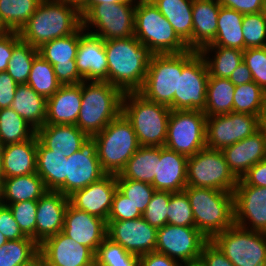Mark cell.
I'll return each mask as SVG.
<instances>
[{
    "label": "cell",
    "mask_w": 266,
    "mask_h": 266,
    "mask_svg": "<svg viewBox=\"0 0 266 266\" xmlns=\"http://www.w3.org/2000/svg\"><path fill=\"white\" fill-rule=\"evenodd\" d=\"M108 61V82L125 92L139 91L145 82L151 57L135 36L104 41Z\"/></svg>",
    "instance_id": "6da1fadb"
},
{
    "label": "cell",
    "mask_w": 266,
    "mask_h": 266,
    "mask_svg": "<svg viewBox=\"0 0 266 266\" xmlns=\"http://www.w3.org/2000/svg\"><path fill=\"white\" fill-rule=\"evenodd\" d=\"M82 26L80 11L62 0H41L18 32L22 41L35 48L53 39L75 33Z\"/></svg>",
    "instance_id": "7a4b0ae2"
},
{
    "label": "cell",
    "mask_w": 266,
    "mask_h": 266,
    "mask_svg": "<svg viewBox=\"0 0 266 266\" xmlns=\"http://www.w3.org/2000/svg\"><path fill=\"white\" fill-rule=\"evenodd\" d=\"M81 95L76 126L88 137L98 134L122 113L124 92L109 82L83 81Z\"/></svg>",
    "instance_id": "3957f363"
},
{
    "label": "cell",
    "mask_w": 266,
    "mask_h": 266,
    "mask_svg": "<svg viewBox=\"0 0 266 266\" xmlns=\"http://www.w3.org/2000/svg\"><path fill=\"white\" fill-rule=\"evenodd\" d=\"M195 227L209 240L234 224V193L187 186Z\"/></svg>",
    "instance_id": "277c9868"
},
{
    "label": "cell",
    "mask_w": 266,
    "mask_h": 266,
    "mask_svg": "<svg viewBox=\"0 0 266 266\" xmlns=\"http://www.w3.org/2000/svg\"><path fill=\"white\" fill-rule=\"evenodd\" d=\"M122 113L131 122L140 146L164 147L171 109L147 100L137 92H125Z\"/></svg>",
    "instance_id": "5b68a950"
},
{
    "label": "cell",
    "mask_w": 266,
    "mask_h": 266,
    "mask_svg": "<svg viewBox=\"0 0 266 266\" xmlns=\"http://www.w3.org/2000/svg\"><path fill=\"white\" fill-rule=\"evenodd\" d=\"M188 50L176 54H153L150 57L146 79L138 91L147 100L173 110L174 95H178L179 75L182 68L198 53Z\"/></svg>",
    "instance_id": "8992f818"
},
{
    "label": "cell",
    "mask_w": 266,
    "mask_h": 266,
    "mask_svg": "<svg viewBox=\"0 0 266 266\" xmlns=\"http://www.w3.org/2000/svg\"><path fill=\"white\" fill-rule=\"evenodd\" d=\"M134 36L153 54H176L188 51L172 25L150 0H137Z\"/></svg>",
    "instance_id": "52a82bcc"
},
{
    "label": "cell",
    "mask_w": 266,
    "mask_h": 266,
    "mask_svg": "<svg viewBox=\"0 0 266 266\" xmlns=\"http://www.w3.org/2000/svg\"><path fill=\"white\" fill-rule=\"evenodd\" d=\"M97 155L106 174L118 175L141 147L131 122L121 113L93 136Z\"/></svg>",
    "instance_id": "ba28073f"
},
{
    "label": "cell",
    "mask_w": 266,
    "mask_h": 266,
    "mask_svg": "<svg viewBox=\"0 0 266 266\" xmlns=\"http://www.w3.org/2000/svg\"><path fill=\"white\" fill-rule=\"evenodd\" d=\"M136 1L93 5L82 16V27L86 32L104 41L132 37L134 36Z\"/></svg>",
    "instance_id": "9c48e42d"
},
{
    "label": "cell",
    "mask_w": 266,
    "mask_h": 266,
    "mask_svg": "<svg viewBox=\"0 0 266 266\" xmlns=\"http://www.w3.org/2000/svg\"><path fill=\"white\" fill-rule=\"evenodd\" d=\"M238 180L221 150L205 147L187 159V186L234 193Z\"/></svg>",
    "instance_id": "30bf717a"
},
{
    "label": "cell",
    "mask_w": 266,
    "mask_h": 266,
    "mask_svg": "<svg viewBox=\"0 0 266 266\" xmlns=\"http://www.w3.org/2000/svg\"><path fill=\"white\" fill-rule=\"evenodd\" d=\"M211 241L234 266H266V233L233 224Z\"/></svg>",
    "instance_id": "8fae6325"
},
{
    "label": "cell",
    "mask_w": 266,
    "mask_h": 266,
    "mask_svg": "<svg viewBox=\"0 0 266 266\" xmlns=\"http://www.w3.org/2000/svg\"><path fill=\"white\" fill-rule=\"evenodd\" d=\"M206 119L201 110H171L165 147L187 157L205 148Z\"/></svg>",
    "instance_id": "7c38bea8"
},
{
    "label": "cell",
    "mask_w": 266,
    "mask_h": 266,
    "mask_svg": "<svg viewBox=\"0 0 266 266\" xmlns=\"http://www.w3.org/2000/svg\"><path fill=\"white\" fill-rule=\"evenodd\" d=\"M263 126V119L248 113L230 112L208 116L206 147L216 150L233 145L253 135Z\"/></svg>",
    "instance_id": "4fadbf2b"
},
{
    "label": "cell",
    "mask_w": 266,
    "mask_h": 266,
    "mask_svg": "<svg viewBox=\"0 0 266 266\" xmlns=\"http://www.w3.org/2000/svg\"><path fill=\"white\" fill-rule=\"evenodd\" d=\"M208 240L196 227L166 224L157 229L155 251L183 265L197 263Z\"/></svg>",
    "instance_id": "5bb4252c"
},
{
    "label": "cell",
    "mask_w": 266,
    "mask_h": 266,
    "mask_svg": "<svg viewBox=\"0 0 266 266\" xmlns=\"http://www.w3.org/2000/svg\"><path fill=\"white\" fill-rule=\"evenodd\" d=\"M66 160L65 182L56 191L67 197L106 175L98 159L97 144L93 137H88L80 150Z\"/></svg>",
    "instance_id": "9a60e30c"
},
{
    "label": "cell",
    "mask_w": 266,
    "mask_h": 266,
    "mask_svg": "<svg viewBox=\"0 0 266 266\" xmlns=\"http://www.w3.org/2000/svg\"><path fill=\"white\" fill-rule=\"evenodd\" d=\"M209 71L204 57L198 52L179 75L178 95H174L173 110H201L206 105Z\"/></svg>",
    "instance_id": "2e32d148"
},
{
    "label": "cell",
    "mask_w": 266,
    "mask_h": 266,
    "mask_svg": "<svg viewBox=\"0 0 266 266\" xmlns=\"http://www.w3.org/2000/svg\"><path fill=\"white\" fill-rule=\"evenodd\" d=\"M85 32L81 26L75 33L53 39L38 48L39 55L53 66L61 85H74L83 82L76 67V55L80 36Z\"/></svg>",
    "instance_id": "e0dca14e"
},
{
    "label": "cell",
    "mask_w": 266,
    "mask_h": 266,
    "mask_svg": "<svg viewBox=\"0 0 266 266\" xmlns=\"http://www.w3.org/2000/svg\"><path fill=\"white\" fill-rule=\"evenodd\" d=\"M234 224L266 233V187L238 180L234 190Z\"/></svg>",
    "instance_id": "ac0fdd59"
},
{
    "label": "cell",
    "mask_w": 266,
    "mask_h": 266,
    "mask_svg": "<svg viewBox=\"0 0 266 266\" xmlns=\"http://www.w3.org/2000/svg\"><path fill=\"white\" fill-rule=\"evenodd\" d=\"M107 238L136 255L154 252L157 229L143 217L123 221H107Z\"/></svg>",
    "instance_id": "d6986e66"
},
{
    "label": "cell",
    "mask_w": 266,
    "mask_h": 266,
    "mask_svg": "<svg viewBox=\"0 0 266 266\" xmlns=\"http://www.w3.org/2000/svg\"><path fill=\"white\" fill-rule=\"evenodd\" d=\"M39 253L49 266H90L95 262V253L79 244L62 231L44 240Z\"/></svg>",
    "instance_id": "ffe728a7"
},
{
    "label": "cell",
    "mask_w": 266,
    "mask_h": 266,
    "mask_svg": "<svg viewBox=\"0 0 266 266\" xmlns=\"http://www.w3.org/2000/svg\"><path fill=\"white\" fill-rule=\"evenodd\" d=\"M62 232L96 254L99 245L107 238V221L69 203Z\"/></svg>",
    "instance_id": "44dd1931"
},
{
    "label": "cell",
    "mask_w": 266,
    "mask_h": 266,
    "mask_svg": "<svg viewBox=\"0 0 266 266\" xmlns=\"http://www.w3.org/2000/svg\"><path fill=\"white\" fill-rule=\"evenodd\" d=\"M116 190V175L106 174L98 181L71 194L69 203L78 210L107 221Z\"/></svg>",
    "instance_id": "7402d4cb"
},
{
    "label": "cell",
    "mask_w": 266,
    "mask_h": 266,
    "mask_svg": "<svg viewBox=\"0 0 266 266\" xmlns=\"http://www.w3.org/2000/svg\"><path fill=\"white\" fill-rule=\"evenodd\" d=\"M75 61L84 81L108 82V61L102 38L85 31L80 36Z\"/></svg>",
    "instance_id": "603a6c76"
},
{
    "label": "cell",
    "mask_w": 266,
    "mask_h": 266,
    "mask_svg": "<svg viewBox=\"0 0 266 266\" xmlns=\"http://www.w3.org/2000/svg\"><path fill=\"white\" fill-rule=\"evenodd\" d=\"M68 205L69 197L53 190H48L37 200L36 242L39 245L63 230Z\"/></svg>",
    "instance_id": "cb8c5ba5"
},
{
    "label": "cell",
    "mask_w": 266,
    "mask_h": 266,
    "mask_svg": "<svg viewBox=\"0 0 266 266\" xmlns=\"http://www.w3.org/2000/svg\"><path fill=\"white\" fill-rule=\"evenodd\" d=\"M221 151L230 170L241 179L253 165L266 159V128L262 126L253 135Z\"/></svg>",
    "instance_id": "d4e9b609"
},
{
    "label": "cell",
    "mask_w": 266,
    "mask_h": 266,
    "mask_svg": "<svg viewBox=\"0 0 266 266\" xmlns=\"http://www.w3.org/2000/svg\"><path fill=\"white\" fill-rule=\"evenodd\" d=\"M188 157L160 147V159L157 161V175L151 184L156 191L181 192L187 187Z\"/></svg>",
    "instance_id": "484cf974"
},
{
    "label": "cell",
    "mask_w": 266,
    "mask_h": 266,
    "mask_svg": "<svg viewBox=\"0 0 266 266\" xmlns=\"http://www.w3.org/2000/svg\"><path fill=\"white\" fill-rule=\"evenodd\" d=\"M81 102V83L61 85L51 97L47 98L45 124L76 125Z\"/></svg>",
    "instance_id": "4316f807"
},
{
    "label": "cell",
    "mask_w": 266,
    "mask_h": 266,
    "mask_svg": "<svg viewBox=\"0 0 266 266\" xmlns=\"http://www.w3.org/2000/svg\"><path fill=\"white\" fill-rule=\"evenodd\" d=\"M38 140L53 153L70 157L88 136L76 125L45 124L36 130Z\"/></svg>",
    "instance_id": "83f0119b"
},
{
    "label": "cell",
    "mask_w": 266,
    "mask_h": 266,
    "mask_svg": "<svg viewBox=\"0 0 266 266\" xmlns=\"http://www.w3.org/2000/svg\"><path fill=\"white\" fill-rule=\"evenodd\" d=\"M220 7L217 0H193L192 50L200 51L215 39Z\"/></svg>",
    "instance_id": "f1b7e54d"
},
{
    "label": "cell",
    "mask_w": 266,
    "mask_h": 266,
    "mask_svg": "<svg viewBox=\"0 0 266 266\" xmlns=\"http://www.w3.org/2000/svg\"><path fill=\"white\" fill-rule=\"evenodd\" d=\"M37 144L35 135L21 143L1 146L5 178L36 173Z\"/></svg>",
    "instance_id": "f546056e"
},
{
    "label": "cell",
    "mask_w": 266,
    "mask_h": 266,
    "mask_svg": "<svg viewBox=\"0 0 266 266\" xmlns=\"http://www.w3.org/2000/svg\"><path fill=\"white\" fill-rule=\"evenodd\" d=\"M47 191L43 179L37 173L5 178L0 186L1 204L37 201Z\"/></svg>",
    "instance_id": "4dcf8cb0"
},
{
    "label": "cell",
    "mask_w": 266,
    "mask_h": 266,
    "mask_svg": "<svg viewBox=\"0 0 266 266\" xmlns=\"http://www.w3.org/2000/svg\"><path fill=\"white\" fill-rule=\"evenodd\" d=\"M172 25L179 38L192 50L193 0H150Z\"/></svg>",
    "instance_id": "1f68e13d"
},
{
    "label": "cell",
    "mask_w": 266,
    "mask_h": 266,
    "mask_svg": "<svg viewBox=\"0 0 266 266\" xmlns=\"http://www.w3.org/2000/svg\"><path fill=\"white\" fill-rule=\"evenodd\" d=\"M36 130L45 125L47 99L28 84H18L10 106Z\"/></svg>",
    "instance_id": "d6a6232c"
},
{
    "label": "cell",
    "mask_w": 266,
    "mask_h": 266,
    "mask_svg": "<svg viewBox=\"0 0 266 266\" xmlns=\"http://www.w3.org/2000/svg\"><path fill=\"white\" fill-rule=\"evenodd\" d=\"M244 15L236 10L220 7L215 39L206 46L237 48L244 51L243 20Z\"/></svg>",
    "instance_id": "836d02e7"
},
{
    "label": "cell",
    "mask_w": 266,
    "mask_h": 266,
    "mask_svg": "<svg viewBox=\"0 0 266 266\" xmlns=\"http://www.w3.org/2000/svg\"><path fill=\"white\" fill-rule=\"evenodd\" d=\"M160 159V147L141 146L127 161L119 175L152 184L157 175V161Z\"/></svg>",
    "instance_id": "e575fe53"
},
{
    "label": "cell",
    "mask_w": 266,
    "mask_h": 266,
    "mask_svg": "<svg viewBox=\"0 0 266 266\" xmlns=\"http://www.w3.org/2000/svg\"><path fill=\"white\" fill-rule=\"evenodd\" d=\"M199 53L206 61L209 77L229 79L232 72L243 62V51L237 48L205 46Z\"/></svg>",
    "instance_id": "d590c367"
},
{
    "label": "cell",
    "mask_w": 266,
    "mask_h": 266,
    "mask_svg": "<svg viewBox=\"0 0 266 266\" xmlns=\"http://www.w3.org/2000/svg\"><path fill=\"white\" fill-rule=\"evenodd\" d=\"M65 161L66 157L53 153L38 140L36 173L47 190L56 191L65 182Z\"/></svg>",
    "instance_id": "8d00e7d4"
},
{
    "label": "cell",
    "mask_w": 266,
    "mask_h": 266,
    "mask_svg": "<svg viewBox=\"0 0 266 266\" xmlns=\"http://www.w3.org/2000/svg\"><path fill=\"white\" fill-rule=\"evenodd\" d=\"M234 89L229 79L209 77L203 113L208 117L233 112Z\"/></svg>",
    "instance_id": "74e56055"
},
{
    "label": "cell",
    "mask_w": 266,
    "mask_h": 266,
    "mask_svg": "<svg viewBox=\"0 0 266 266\" xmlns=\"http://www.w3.org/2000/svg\"><path fill=\"white\" fill-rule=\"evenodd\" d=\"M36 135V129L11 107L0 109V146L21 143Z\"/></svg>",
    "instance_id": "f35d334b"
},
{
    "label": "cell",
    "mask_w": 266,
    "mask_h": 266,
    "mask_svg": "<svg viewBox=\"0 0 266 266\" xmlns=\"http://www.w3.org/2000/svg\"><path fill=\"white\" fill-rule=\"evenodd\" d=\"M233 112L248 113L262 119L266 113V92L254 81L235 86Z\"/></svg>",
    "instance_id": "ab89813d"
},
{
    "label": "cell",
    "mask_w": 266,
    "mask_h": 266,
    "mask_svg": "<svg viewBox=\"0 0 266 266\" xmlns=\"http://www.w3.org/2000/svg\"><path fill=\"white\" fill-rule=\"evenodd\" d=\"M26 84L46 99L51 97L61 86L53 66L39 54L33 60Z\"/></svg>",
    "instance_id": "60d3db41"
},
{
    "label": "cell",
    "mask_w": 266,
    "mask_h": 266,
    "mask_svg": "<svg viewBox=\"0 0 266 266\" xmlns=\"http://www.w3.org/2000/svg\"><path fill=\"white\" fill-rule=\"evenodd\" d=\"M41 0H0V17L10 31L19 32Z\"/></svg>",
    "instance_id": "b9f144b4"
},
{
    "label": "cell",
    "mask_w": 266,
    "mask_h": 266,
    "mask_svg": "<svg viewBox=\"0 0 266 266\" xmlns=\"http://www.w3.org/2000/svg\"><path fill=\"white\" fill-rule=\"evenodd\" d=\"M39 253L32 238L8 240L0 247V266H23Z\"/></svg>",
    "instance_id": "7bdbcfd3"
},
{
    "label": "cell",
    "mask_w": 266,
    "mask_h": 266,
    "mask_svg": "<svg viewBox=\"0 0 266 266\" xmlns=\"http://www.w3.org/2000/svg\"><path fill=\"white\" fill-rule=\"evenodd\" d=\"M38 49L20 40L13 48L6 72L17 84H26Z\"/></svg>",
    "instance_id": "ee69618b"
},
{
    "label": "cell",
    "mask_w": 266,
    "mask_h": 266,
    "mask_svg": "<svg viewBox=\"0 0 266 266\" xmlns=\"http://www.w3.org/2000/svg\"><path fill=\"white\" fill-rule=\"evenodd\" d=\"M139 257L106 238L98 247L95 262L98 266H139Z\"/></svg>",
    "instance_id": "f6af8a7d"
},
{
    "label": "cell",
    "mask_w": 266,
    "mask_h": 266,
    "mask_svg": "<svg viewBox=\"0 0 266 266\" xmlns=\"http://www.w3.org/2000/svg\"><path fill=\"white\" fill-rule=\"evenodd\" d=\"M117 189L143 213L149 204L156 189L149 183L124 179L116 175Z\"/></svg>",
    "instance_id": "bcb514c9"
},
{
    "label": "cell",
    "mask_w": 266,
    "mask_h": 266,
    "mask_svg": "<svg viewBox=\"0 0 266 266\" xmlns=\"http://www.w3.org/2000/svg\"><path fill=\"white\" fill-rule=\"evenodd\" d=\"M244 50L261 48L266 44V17L264 12L245 14L242 20Z\"/></svg>",
    "instance_id": "7dc6e473"
},
{
    "label": "cell",
    "mask_w": 266,
    "mask_h": 266,
    "mask_svg": "<svg viewBox=\"0 0 266 266\" xmlns=\"http://www.w3.org/2000/svg\"><path fill=\"white\" fill-rule=\"evenodd\" d=\"M167 224L195 227L192 208L187 194L184 191L170 192V201L167 212Z\"/></svg>",
    "instance_id": "c3c4849f"
},
{
    "label": "cell",
    "mask_w": 266,
    "mask_h": 266,
    "mask_svg": "<svg viewBox=\"0 0 266 266\" xmlns=\"http://www.w3.org/2000/svg\"><path fill=\"white\" fill-rule=\"evenodd\" d=\"M6 206L10 208L23 234L36 242L37 201L28 200Z\"/></svg>",
    "instance_id": "681fc988"
},
{
    "label": "cell",
    "mask_w": 266,
    "mask_h": 266,
    "mask_svg": "<svg viewBox=\"0 0 266 266\" xmlns=\"http://www.w3.org/2000/svg\"><path fill=\"white\" fill-rule=\"evenodd\" d=\"M169 201V191H155L142 217L156 229L163 227L167 224Z\"/></svg>",
    "instance_id": "f907efd6"
},
{
    "label": "cell",
    "mask_w": 266,
    "mask_h": 266,
    "mask_svg": "<svg viewBox=\"0 0 266 266\" xmlns=\"http://www.w3.org/2000/svg\"><path fill=\"white\" fill-rule=\"evenodd\" d=\"M243 62L251 71L253 81L266 92V51L264 47L245 49Z\"/></svg>",
    "instance_id": "816d5d0a"
},
{
    "label": "cell",
    "mask_w": 266,
    "mask_h": 266,
    "mask_svg": "<svg viewBox=\"0 0 266 266\" xmlns=\"http://www.w3.org/2000/svg\"><path fill=\"white\" fill-rule=\"evenodd\" d=\"M141 217L142 213L117 189L107 221H123Z\"/></svg>",
    "instance_id": "f5cc1de1"
},
{
    "label": "cell",
    "mask_w": 266,
    "mask_h": 266,
    "mask_svg": "<svg viewBox=\"0 0 266 266\" xmlns=\"http://www.w3.org/2000/svg\"><path fill=\"white\" fill-rule=\"evenodd\" d=\"M0 232L7 240H19L26 237L13 217L10 208L0 204Z\"/></svg>",
    "instance_id": "db71d44e"
},
{
    "label": "cell",
    "mask_w": 266,
    "mask_h": 266,
    "mask_svg": "<svg viewBox=\"0 0 266 266\" xmlns=\"http://www.w3.org/2000/svg\"><path fill=\"white\" fill-rule=\"evenodd\" d=\"M198 262L201 266H234L211 240L203 246Z\"/></svg>",
    "instance_id": "11a10c76"
},
{
    "label": "cell",
    "mask_w": 266,
    "mask_h": 266,
    "mask_svg": "<svg viewBox=\"0 0 266 266\" xmlns=\"http://www.w3.org/2000/svg\"><path fill=\"white\" fill-rule=\"evenodd\" d=\"M224 7L236 10L243 15L260 13L264 9L265 0H217Z\"/></svg>",
    "instance_id": "9f6ffc18"
},
{
    "label": "cell",
    "mask_w": 266,
    "mask_h": 266,
    "mask_svg": "<svg viewBox=\"0 0 266 266\" xmlns=\"http://www.w3.org/2000/svg\"><path fill=\"white\" fill-rule=\"evenodd\" d=\"M21 40L16 31L0 37V72L6 71L14 46Z\"/></svg>",
    "instance_id": "6f0895ef"
},
{
    "label": "cell",
    "mask_w": 266,
    "mask_h": 266,
    "mask_svg": "<svg viewBox=\"0 0 266 266\" xmlns=\"http://www.w3.org/2000/svg\"><path fill=\"white\" fill-rule=\"evenodd\" d=\"M17 85L6 71L0 72V109L11 106Z\"/></svg>",
    "instance_id": "680465c9"
},
{
    "label": "cell",
    "mask_w": 266,
    "mask_h": 266,
    "mask_svg": "<svg viewBox=\"0 0 266 266\" xmlns=\"http://www.w3.org/2000/svg\"><path fill=\"white\" fill-rule=\"evenodd\" d=\"M246 185L266 187V159L253 165L241 178Z\"/></svg>",
    "instance_id": "91938a15"
},
{
    "label": "cell",
    "mask_w": 266,
    "mask_h": 266,
    "mask_svg": "<svg viewBox=\"0 0 266 266\" xmlns=\"http://www.w3.org/2000/svg\"><path fill=\"white\" fill-rule=\"evenodd\" d=\"M139 266H184L182 263L156 251L140 255Z\"/></svg>",
    "instance_id": "94428289"
},
{
    "label": "cell",
    "mask_w": 266,
    "mask_h": 266,
    "mask_svg": "<svg viewBox=\"0 0 266 266\" xmlns=\"http://www.w3.org/2000/svg\"><path fill=\"white\" fill-rule=\"evenodd\" d=\"M229 80L235 86L247 84L253 81L252 73L244 62L238 65V67L232 72Z\"/></svg>",
    "instance_id": "6125c7cd"
},
{
    "label": "cell",
    "mask_w": 266,
    "mask_h": 266,
    "mask_svg": "<svg viewBox=\"0 0 266 266\" xmlns=\"http://www.w3.org/2000/svg\"><path fill=\"white\" fill-rule=\"evenodd\" d=\"M128 0H89L88 3L80 10L81 17L93 6L102 3H115V2H122Z\"/></svg>",
    "instance_id": "be15d7a7"
},
{
    "label": "cell",
    "mask_w": 266,
    "mask_h": 266,
    "mask_svg": "<svg viewBox=\"0 0 266 266\" xmlns=\"http://www.w3.org/2000/svg\"><path fill=\"white\" fill-rule=\"evenodd\" d=\"M23 266H49V265L47 264L45 258L40 253H38Z\"/></svg>",
    "instance_id": "e7e4bbea"
},
{
    "label": "cell",
    "mask_w": 266,
    "mask_h": 266,
    "mask_svg": "<svg viewBox=\"0 0 266 266\" xmlns=\"http://www.w3.org/2000/svg\"><path fill=\"white\" fill-rule=\"evenodd\" d=\"M76 7L79 11L88 3L89 0H62Z\"/></svg>",
    "instance_id": "03108f58"
},
{
    "label": "cell",
    "mask_w": 266,
    "mask_h": 266,
    "mask_svg": "<svg viewBox=\"0 0 266 266\" xmlns=\"http://www.w3.org/2000/svg\"><path fill=\"white\" fill-rule=\"evenodd\" d=\"M9 32L11 31L7 28V26L4 24L0 17V37L7 35Z\"/></svg>",
    "instance_id": "003e7915"
},
{
    "label": "cell",
    "mask_w": 266,
    "mask_h": 266,
    "mask_svg": "<svg viewBox=\"0 0 266 266\" xmlns=\"http://www.w3.org/2000/svg\"><path fill=\"white\" fill-rule=\"evenodd\" d=\"M4 179L5 177H4V171H3L2 151H1V146H0V186L2 185V182Z\"/></svg>",
    "instance_id": "a7ac6f4b"
},
{
    "label": "cell",
    "mask_w": 266,
    "mask_h": 266,
    "mask_svg": "<svg viewBox=\"0 0 266 266\" xmlns=\"http://www.w3.org/2000/svg\"><path fill=\"white\" fill-rule=\"evenodd\" d=\"M7 238L0 232V247L7 242Z\"/></svg>",
    "instance_id": "89a4df30"
},
{
    "label": "cell",
    "mask_w": 266,
    "mask_h": 266,
    "mask_svg": "<svg viewBox=\"0 0 266 266\" xmlns=\"http://www.w3.org/2000/svg\"><path fill=\"white\" fill-rule=\"evenodd\" d=\"M184 266H201L199 262L197 263H192V264H187V265H184Z\"/></svg>",
    "instance_id": "2644e50d"
},
{
    "label": "cell",
    "mask_w": 266,
    "mask_h": 266,
    "mask_svg": "<svg viewBox=\"0 0 266 266\" xmlns=\"http://www.w3.org/2000/svg\"><path fill=\"white\" fill-rule=\"evenodd\" d=\"M263 126L266 128V113H265V117L263 119Z\"/></svg>",
    "instance_id": "8c879c8a"
},
{
    "label": "cell",
    "mask_w": 266,
    "mask_h": 266,
    "mask_svg": "<svg viewBox=\"0 0 266 266\" xmlns=\"http://www.w3.org/2000/svg\"><path fill=\"white\" fill-rule=\"evenodd\" d=\"M263 12L265 14V17H266V0H265V4H264V9H263Z\"/></svg>",
    "instance_id": "753ad0ef"
},
{
    "label": "cell",
    "mask_w": 266,
    "mask_h": 266,
    "mask_svg": "<svg viewBox=\"0 0 266 266\" xmlns=\"http://www.w3.org/2000/svg\"><path fill=\"white\" fill-rule=\"evenodd\" d=\"M90 266H98L96 262H94L93 264H91Z\"/></svg>",
    "instance_id": "34e18365"
}]
</instances>
